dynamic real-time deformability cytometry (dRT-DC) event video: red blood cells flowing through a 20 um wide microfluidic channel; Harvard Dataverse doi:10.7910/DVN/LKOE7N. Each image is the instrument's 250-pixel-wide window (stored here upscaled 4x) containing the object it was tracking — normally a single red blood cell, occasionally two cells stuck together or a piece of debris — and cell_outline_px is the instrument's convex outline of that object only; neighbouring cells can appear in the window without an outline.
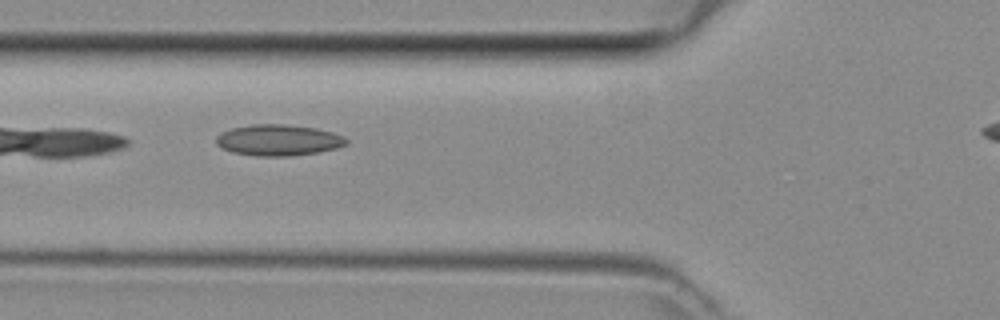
{"species": "common noctule bat (a hibernating species)", "species_latin": "Nyctalus noctula", "temperature_condition": "room temperature", "stored_images_in_passage": 10, "camera_frame_rate_fps": 3000, "um_per_image_px": 0.085, "animal": {"sex": "female", "body_mass_g": 29.2, "forearm_length_mm": 56.3}, "frame": {"image": 1, "passage_image": 5, "time_ms": 1.333, "image_size_px": [1000, 320], "cell_outline_px": [[348, 144], [336, 148], [320, 152], [288, 156], [256, 156], [232, 152], [216, 144], [216, 136], [232, 128], [252, 124], [284, 124], [316, 128], [332, 132], [344, 136], [348, 140]], "centroid_in_image_um": [23.7, 11.91], "position_along_channel_um": 102.1, "area_um2": 23.58}}